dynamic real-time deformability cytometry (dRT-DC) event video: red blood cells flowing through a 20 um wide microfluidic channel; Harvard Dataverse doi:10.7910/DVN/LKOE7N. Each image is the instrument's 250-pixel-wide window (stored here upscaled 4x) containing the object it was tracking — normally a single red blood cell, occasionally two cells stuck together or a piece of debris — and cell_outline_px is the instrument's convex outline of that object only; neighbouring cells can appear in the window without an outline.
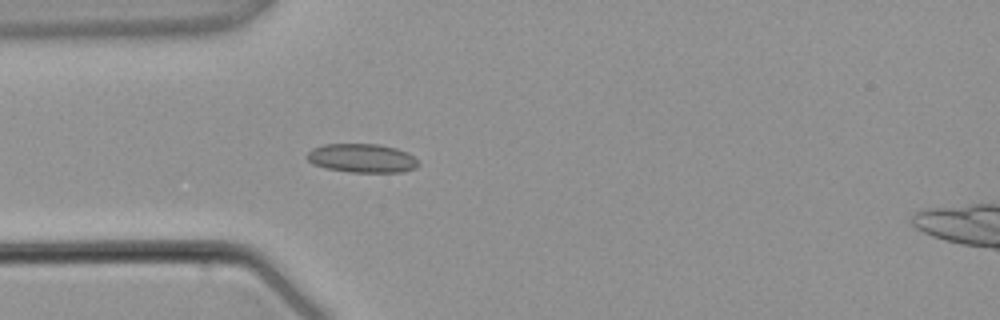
{"species": "common noctule bat (a hibernating species)", "species_latin": "Nyctalus noctula", "temperature_condition": "warm", "stored_images_in_passage": 3, "camera_frame_rate_fps": 3000, "um_per_image_px": 0.085, "animal": {"sex": "male", "body_mass_g": 21.5, "forearm_length_mm": 52.0}, "frame": {"image": 1, "passage_image": 3, "time_ms": 2.333, "image_size_px": [1000, 320], "cell_outline_px": [[420, 164], [416, 168], [404, 172], [352, 172], [324, 168], [312, 164], [304, 156], [312, 148], [324, 144], [380, 144], [396, 148], [408, 152]], "centroid_in_image_um": [30.75, 13.44], "position_along_channel_um": 54.3, "area_um2": 18.9}}